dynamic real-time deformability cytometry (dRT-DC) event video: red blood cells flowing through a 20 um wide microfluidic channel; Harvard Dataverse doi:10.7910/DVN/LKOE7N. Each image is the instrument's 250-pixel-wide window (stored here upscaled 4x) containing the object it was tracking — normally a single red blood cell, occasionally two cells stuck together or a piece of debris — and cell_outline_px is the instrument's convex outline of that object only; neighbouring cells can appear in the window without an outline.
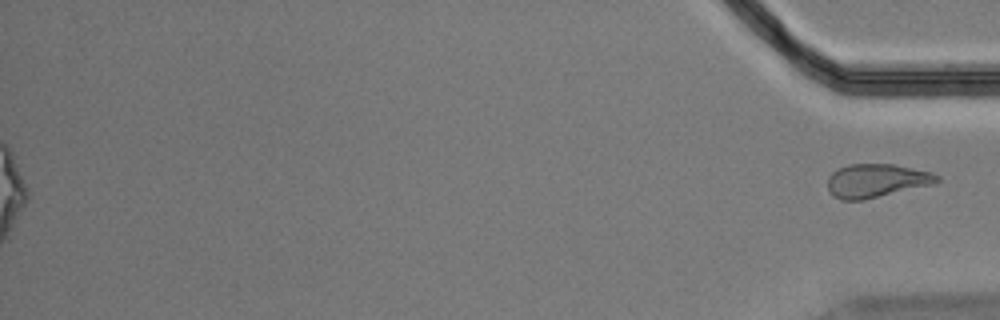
{"species": "Egyptian fruit bat (a non-hibernating species)", "species_latin": "Rousettus aegyptiacus", "temperature_condition": "cold", "stored_images_in_passage": 57, "segment_of_instrument_passage": [2, 2], "camera_frame_rate_fps": 3000, "um_per_image_px": 0.085, "animal": {"sex": "male"}, "frame": {"image": 1, "passage_image": 57, "time_ms": 18.667, "image_size_px": [1000, 320], "cell_outline_px": [[940, 180], [932, 184], [864, 200], [840, 200], [832, 196], [828, 192], [828, 176], [836, 168], [848, 164], [896, 164], [932, 172], [940, 176]], "centroid_in_image_um": [74.45, 15.35], "position_along_channel_um": 360.7, "area_um2": 21.62}}